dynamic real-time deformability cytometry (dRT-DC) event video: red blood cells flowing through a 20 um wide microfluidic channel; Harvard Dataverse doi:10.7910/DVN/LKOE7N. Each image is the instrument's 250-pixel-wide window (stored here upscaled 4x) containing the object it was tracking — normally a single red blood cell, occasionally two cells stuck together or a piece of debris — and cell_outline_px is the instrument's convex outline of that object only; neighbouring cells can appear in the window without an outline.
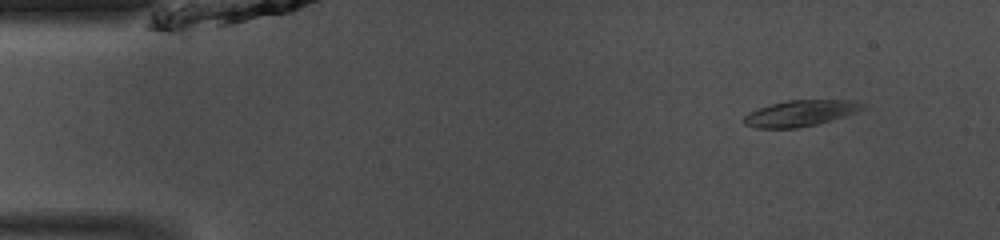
{"species": "common noctule bat (a hibernating species)", "species_latin": "Nyctalus noctula", "temperature_condition": "room temperature", "stored_images_in_passage": 48, "camera_frame_rate_fps": 3000, "um_per_image_px": 0.085, "animal": {"sex": "male", "body_mass_g": 13.0, "forearm_length_mm": 53.1}, "frame": {"image": 1, "passage_image": 5, "time_ms": 1.333, "image_size_px": [1000, 240], "cell_outline_px": [[864, 108], [856, 112], [844, 116], [816, 124], [796, 128], [756, 128], [744, 124], [744, 116], [760, 108], [772, 104], [788, 100], [856, 100], [864, 104]], "centroid_in_image_um": [68.06, 9.62], "position_along_channel_um": 16.9, "area_um2": 17.69}}
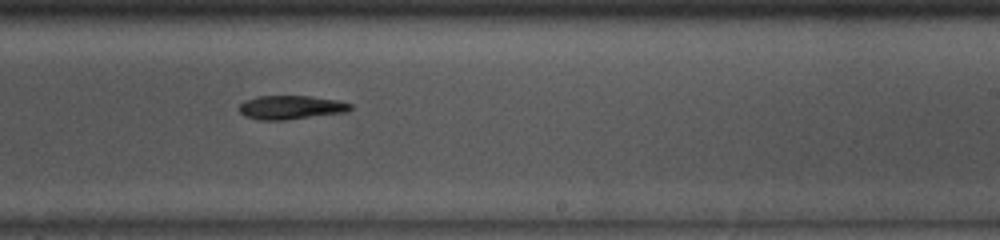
{"frame": {"image": 2, "passage_image": 29, "time_ms": 9.333, "image_size_px": [1000, 240], "cell_outline_px": [[352, 108], [348, 112], [284, 120], [260, 120], [244, 116], [240, 112], [240, 104], [244, 100], [260, 96], [308, 96], [336, 100], [352, 104]], "centroid_in_image_um": [24.73, 9.13], "position_along_channel_um": 264.3, "area_um2": 15.37}}
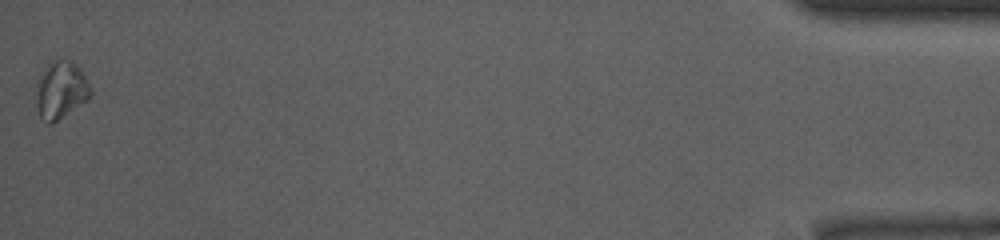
{"frame": {"image": 3, "passage_image": 48, "time_ms": 15.667, "image_size_px": [1000, 240], "cell_outline_px": [[92, 96], [88, 100], [52, 124], [48, 124], [40, 120], [36, 104], [36, 100], [40, 76], [44, 68], [56, 60], [72, 60], [80, 68], [92, 88]], "centroid_in_image_um": [5.21, 7.69], "position_along_channel_um": 430.0, "area_um2": 18.26}, "authors_computed_cell_mechanics": {"area_um2": 16.3285, "velocity_mm_per_s": 4.1198, "shape_relaxation_time_tau1_ms": 2.5736, "shape_relaxation_time_tau2_ms": null, "deformation_change_tau1": 0.0598, "deformation_change_tau2": null}}